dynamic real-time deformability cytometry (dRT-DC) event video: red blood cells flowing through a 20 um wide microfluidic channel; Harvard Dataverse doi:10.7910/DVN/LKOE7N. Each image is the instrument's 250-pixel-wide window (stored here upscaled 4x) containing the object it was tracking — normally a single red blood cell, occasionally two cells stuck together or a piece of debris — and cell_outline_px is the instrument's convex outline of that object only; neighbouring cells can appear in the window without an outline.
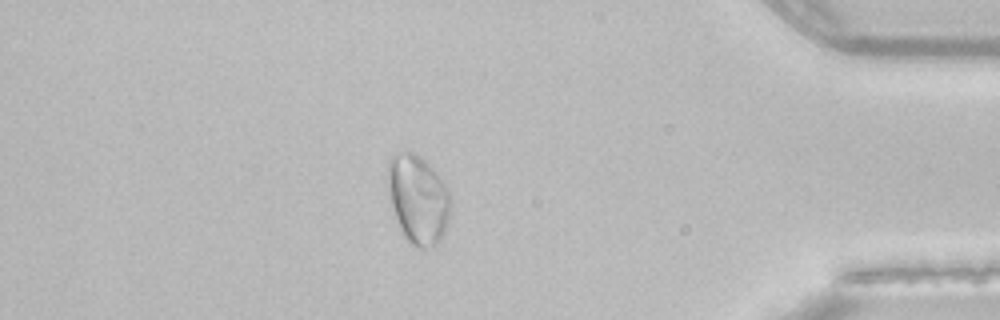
{"species": "common noctule bat (a hibernating species)", "species_latin": "Nyctalus noctula", "temperature_condition": "room temperature", "stored_images_in_passage": 34, "camera_frame_rate_fps": 3000, "um_per_image_px": 0.085, "animal": {"sex": "female", "body_mass_g": 22.7, "forearm_length_mm": 54.2}, "frame": {"image": 1, "passage_image": 29, "time_ms": 9.333, "image_size_px": [1000, 320], "cell_outline_px": [[452, 204], [448, 220], [444, 232], [440, 240], [436, 244], [424, 248], [416, 248], [404, 236], [400, 228], [392, 204], [388, 188], [388, 156], [400, 152], [412, 152], [424, 160], [436, 172], [448, 188], [452, 200]], "centroid_in_image_um": [35.55, 16.92], "position_along_channel_um": 399.6, "area_um2": 32.31}}